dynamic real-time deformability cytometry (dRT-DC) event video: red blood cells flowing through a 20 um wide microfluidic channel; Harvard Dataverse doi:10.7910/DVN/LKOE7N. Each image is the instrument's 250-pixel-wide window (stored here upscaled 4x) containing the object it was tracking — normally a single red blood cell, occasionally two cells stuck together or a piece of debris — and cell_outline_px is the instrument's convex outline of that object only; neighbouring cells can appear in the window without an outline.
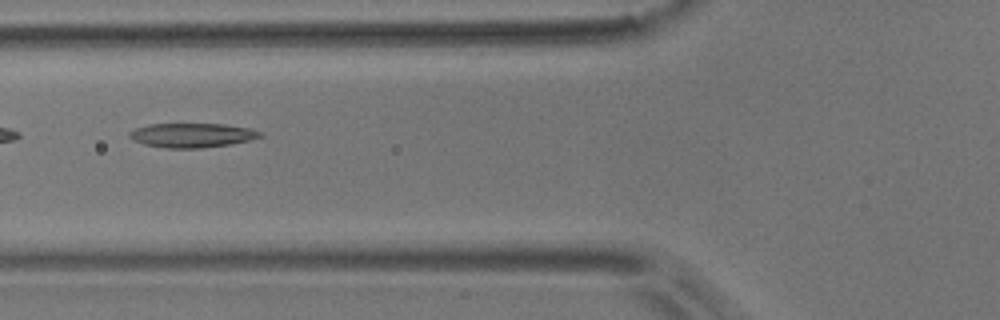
{"species": "common noctule bat (a hibernating species)", "species_latin": "Nyctalus noctula", "temperature_condition": "room temperature", "stored_images_in_passage": 8, "camera_frame_rate_fps": 3000, "um_per_image_px": 0.085, "animal": {"sex": "male", "body_mass_g": 17.9}, "frame": {"image": 1, "passage_image": 5, "time_ms": 1.333, "image_size_px": [1000, 320], "cell_outline_px": [[264, 136], [248, 140], [228, 144], [196, 148], [168, 148], [144, 144], [128, 136], [128, 132], [136, 128], [148, 124], [224, 124], [252, 128], [260, 132]], "centroid_in_image_um": [16.32, 11.48], "position_along_channel_um": 109.5, "area_um2": 18.26}}
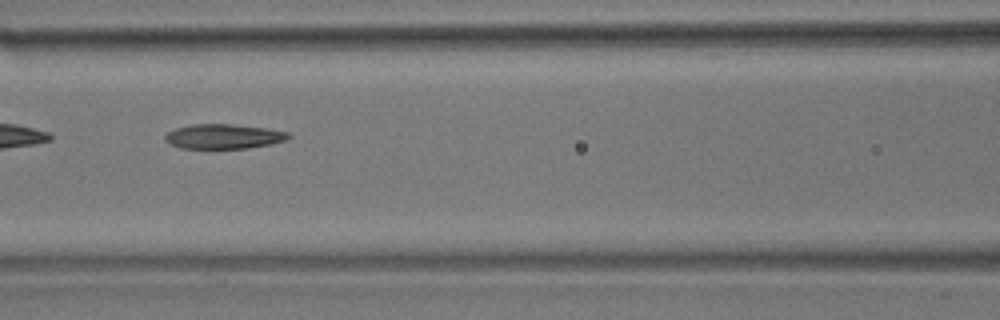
{"frame": {"image": 2, "passage_image": 6, "time_ms": 1.667, "image_size_px": [1000, 320], "cell_outline_px": [[292, 136], [288, 140], [272, 144], [248, 148], [180, 148], [164, 140], [164, 136], [168, 132], [176, 128], [192, 124], [232, 124], [268, 128], [288, 132]], "centroid_in_image_um": [19.05, 11.59], "position_along_channel_um": 147.5, "area_um2": 17.86}}
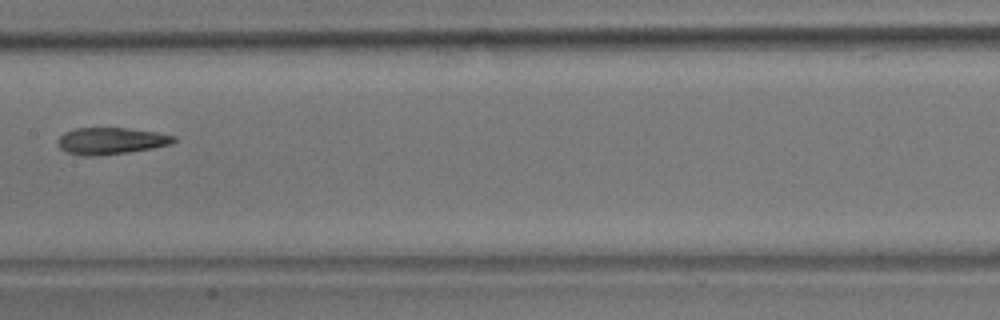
{"frame": {"image": 3, "passage_image": 7, "time_ms": 2.0, "image_size_px": [1000, 320], "cell_outline_px": [[176, 140], [172, 144], [152, 148], [128, 152], [100, 156], [84, 156], [68, 152], [60, 148], [56, 144], [56, 140], [64, 132], [76, 128], [124, 128], [156, 132], [176, 136]], "centroid_in_image_um": [9.41, 11.98], "position_along_channel_um": 198.0, "area_um2": 18.15}}